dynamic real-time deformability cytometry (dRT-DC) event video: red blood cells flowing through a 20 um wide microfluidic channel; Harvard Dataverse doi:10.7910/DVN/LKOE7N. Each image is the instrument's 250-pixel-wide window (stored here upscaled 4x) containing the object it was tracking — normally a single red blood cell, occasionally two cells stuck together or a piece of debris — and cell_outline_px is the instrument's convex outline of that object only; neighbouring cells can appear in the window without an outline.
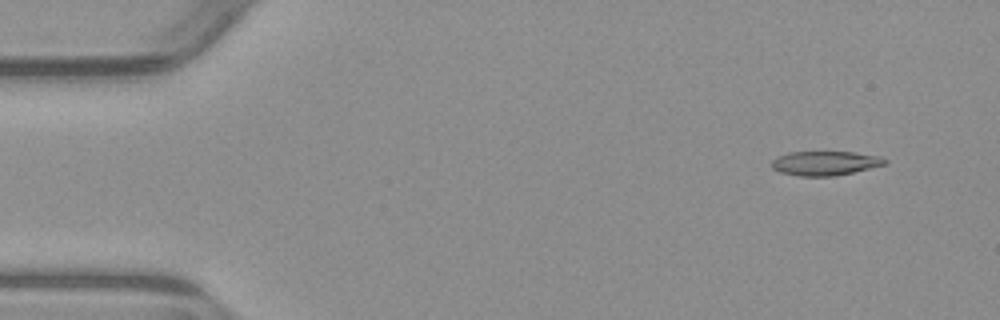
{"species": "common noctule bat (a hibernating species)", "species_latin": "Nyctalus noctula", "temperature_condition": "warm", "stored_images_in_passage": 52, "camera_frame_rate_fps": 3000, "um_per_image_px": 0.085, "animal": {"sex": "male", "body_mass_g": 23.1, "forearm_length_mm": 52.7}, "frame": {"image": 1, "passage_image": 4, "time_ms": 1.0, "image_size_px": [1000, 320], "cell_outline_px": [[888, 164], [836, 176], [800, 176], [780, 172], [772, 168], [772, 160], [776, 156], [788, 152], [852, 152], [880, 156], [888, 160]], "centroid_in_image_um": [70.14, 13.87], "position_along_channel_um": 14.9, "area_um2": 16.13}}
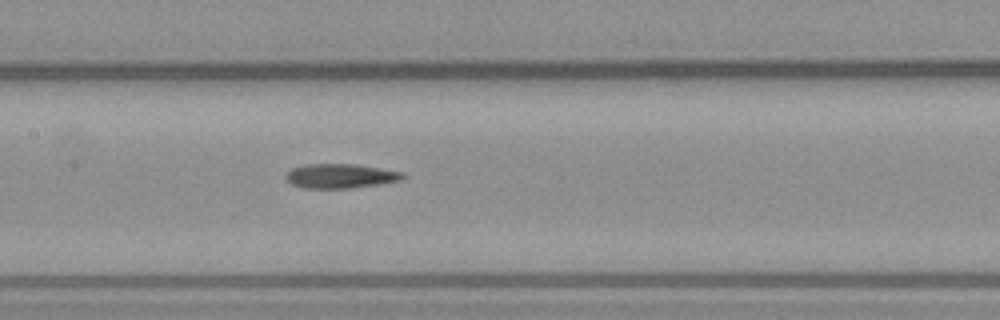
{"frame": {"image": 2, "passage_image": 25, "time_ms": 8.0, "image_size_px": [1000, 320], "cell_outline_px": [[408, 176], [404, 180], [380, 184], [352, 188], [304, 188], [292, 184], [284, 176], [292, 168], [304, 164], [356, 164], [404, 172]], "centroid_in_image_um": [29.0, 14.96], "position_along_channel_um": 178.4, "area_um2": 16.82}}
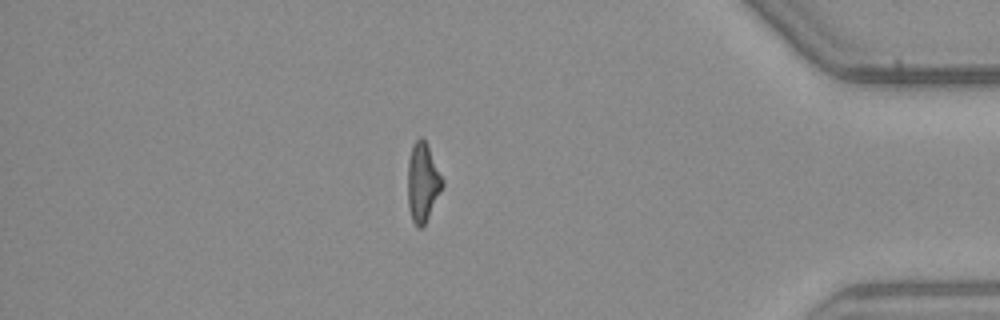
{"frame": {"image": 3, "passage_image": 45, "time_ms": 14.667, "image_size_px": [1000, 320], "cell_outline_px": [[444, 184], [424, 224], [420, 228], [416, 228], [412, 220], [408, 208], [408, 160], [412, 144], [420, 136], [428, 144], [444, 180]], "centroid_in_image_um": [35.92, 15.46], "position_along_channel_um": 399.3, "area_um2": 15.95}, "authors_computed_cell_mechanics": {"area_um2": 16.6464, "velocity_mm_per_s": 3.9116, "shape_relaxation_time_tau1_ms": 10.872, "shape_relaxation_time_tau2_ms": 3.3873, "deformation_change_tau1": 0.3178, "deformation_change_tau2": 0.1604}}